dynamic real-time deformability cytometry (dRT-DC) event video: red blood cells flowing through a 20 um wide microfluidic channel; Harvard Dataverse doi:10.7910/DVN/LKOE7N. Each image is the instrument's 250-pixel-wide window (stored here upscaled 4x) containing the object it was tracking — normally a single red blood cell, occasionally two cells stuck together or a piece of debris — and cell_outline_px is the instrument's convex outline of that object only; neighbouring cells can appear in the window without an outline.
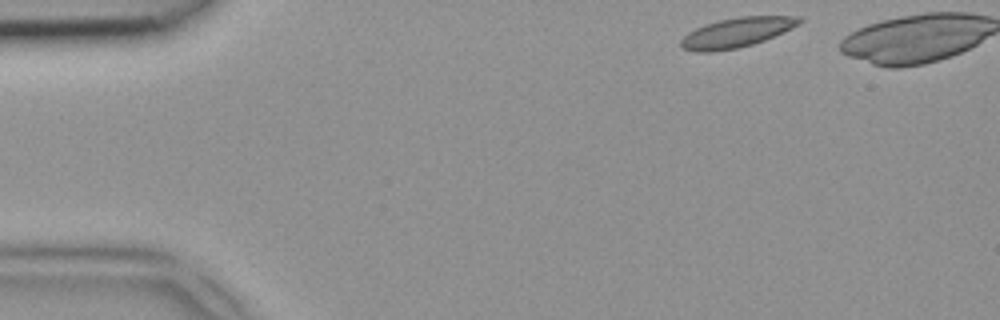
{"species": "common noctule bat (a hibernating species)", "species_latin": "Nyctalus noctula", "temperature_condition": "room temperature", "stored_images_in_passage": 37, "camera_frame_rate_fps": 3000, "um_per_image_px": 0.085, "animal": {"sex": "female", "body_mass_g": 18.4}, "frame": {"image": 1, "passage_image": 1, "time_ms": 0.0, "image_size_px": [1000, 320], "cell_outline_px": [[804, 20], [800, 24], [784, 32], [764, 40], [752, 44], [736, 48], [712, 52], [696, 52], [680, 48], [680, 40], [688, 32], [704, 24], [720, 20], [740, 16], [800, 16]], "centroid_in_image_um": [62.61, 2.76], "position_along_channel_um": 22.4, "area_um2": 20.58}}
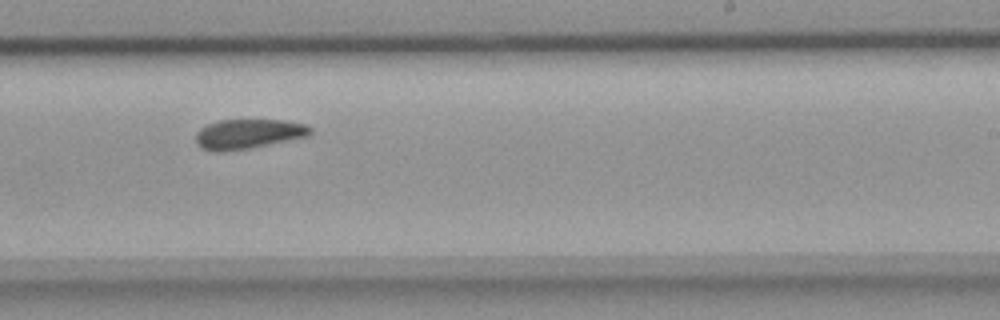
{"frame": {"image": 2, "passage_image": 24, "time_ms": 7.667, "image_size_px": [1000, 320], "cell_outline_px": [[312, 132], [308, 136], [252, 148], [220, 152], [216, 152], [200, 148], [196, 144], [196, 132], [200, 128], [208, 124], [220, 120], [284, 120], [304, 124], [312, 128]], "centroid_in_image_um": [21.08, 11.39], "position_along_channel_um": 267.9, "area_um2": 19.94}}
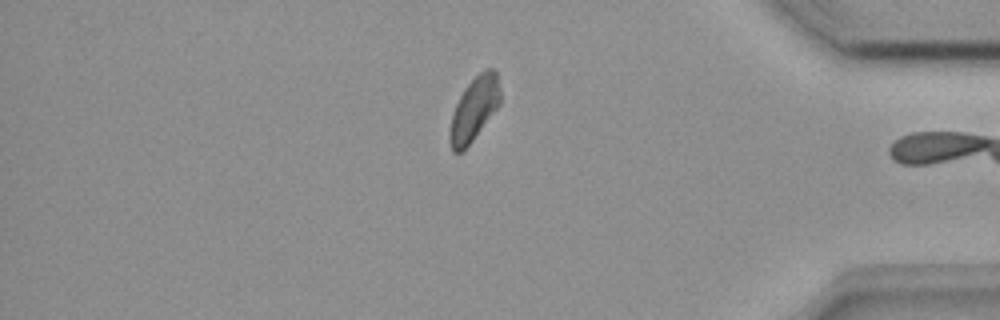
{"frame": {"image": 3, "passage_image": 35, "time_ms": 11.333, "image_size_px": [1000, 320], "cell_outline_px": [[500, 104], [472, 140], [460, 152], [452, 152], [448, 136], [452, 112], [464, 88], [484, 68], [492, 68], [496, 72], [500, 88]], "centroid_in_image_um": [40.29, 9.24], "position_along_channel_um": 394.9, "area_um2": 18.5}}